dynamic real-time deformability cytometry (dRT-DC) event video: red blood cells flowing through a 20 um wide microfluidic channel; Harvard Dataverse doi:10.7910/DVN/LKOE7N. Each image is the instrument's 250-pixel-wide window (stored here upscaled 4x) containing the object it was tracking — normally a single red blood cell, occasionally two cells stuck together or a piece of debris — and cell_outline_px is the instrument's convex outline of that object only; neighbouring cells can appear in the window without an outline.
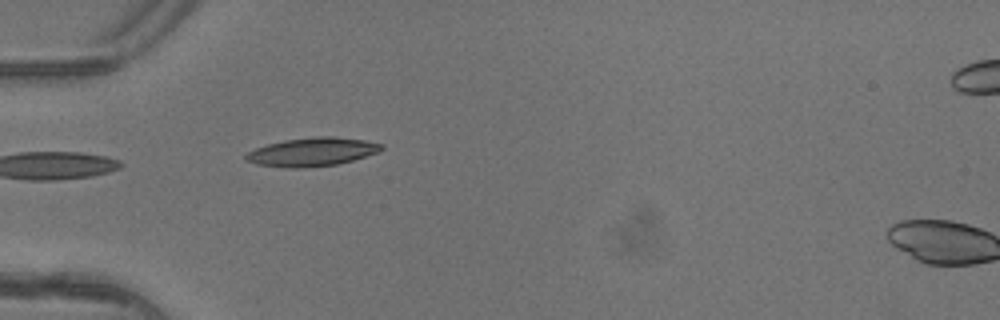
{"species": "common noctule bat (a hibernating species)", "species_latin": "Nyctalus noctula", "temperature_condition": "warm", "stored_images_in_passage": 4, "camera_frame_rate_fps": 3000, "um_per_image_px": 0.085, "animal": {"sex": "female"}, "frame": {"image": 1, "passage_image": 3, "time_ms": 0.667, "image_size_px": [1000, 320], "cell_outline_px": [[384, 148], [380, 152], [352, 160], [336, 164], [300, 168], [284, 168], [256, 164], [244, 160], [244, 156], [248, 152], [256, 148], [268, 144], [284, 140], [312, 136], [332, 136], [364, 140], [384, 144]], "centroid_in_image_um": [26.53, 12.91], "position_along_channel_um": 58.5, "area_um2": 22.66}}